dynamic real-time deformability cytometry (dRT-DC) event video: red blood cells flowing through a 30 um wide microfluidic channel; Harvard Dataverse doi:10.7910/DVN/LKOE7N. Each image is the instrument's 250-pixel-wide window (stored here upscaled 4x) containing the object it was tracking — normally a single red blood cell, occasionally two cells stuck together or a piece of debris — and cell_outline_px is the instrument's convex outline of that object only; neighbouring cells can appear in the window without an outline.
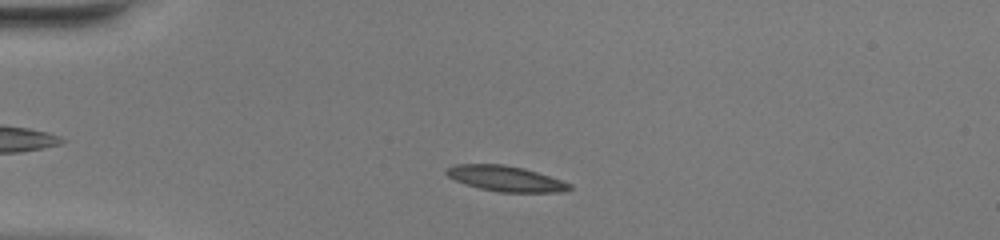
{"species": "common noctule bat (a hibernating species)", "species_latin": "Nyctalus noctula", "temperature_condition": "warm", "stored_images_in_passage": 45, "camera_frame_rate_fps": 3000, "um_per_image_px": 0.085, "animal": {"sex": "female", "body_mass_g": 20.0, "forearm_length_mm": 54.0}, "frame": {"image": 1, "passage_image": 7, "time_ms": 2.0, "image_size_px": [1000, 240], "cell_outline_px": [[572, 188], [564, 192], [500, 192], [480, 188], [464, 184], [448, 176], [444, 172], [448, 168], [456, 164], [504, 164], [524, 168], [572, 184]], "centroid_in_image_um": [42.98, 15.18], "position_along_channel_um": 42.0, "area_um2": 18.15}}
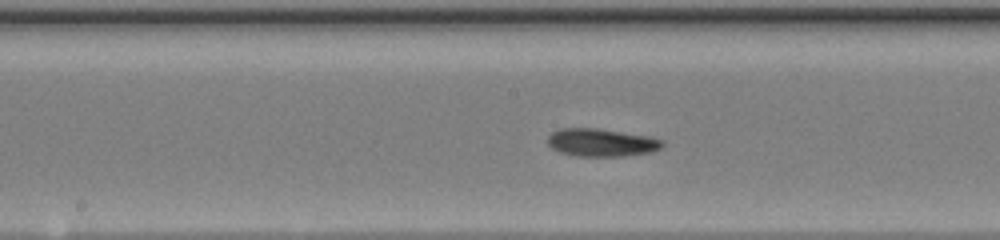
{"frame": {"image": 2, "passage_image": 21, "time_ms": 6.667, "image_size_px": [1000, 240], "cell_outline_px": [[664, 144], [660, 148], [652, 152], [624, 156], [576, 156], [560, 152], [552, 148], [548, 144], [548, 136], [552, 132], [560, 128], [596, 128], [648, 136], [664, 140]], "centroid_in_image_um": [51.12, 12.12], "position_along_channel_um": 197.1, "area_um2": 18.61}}
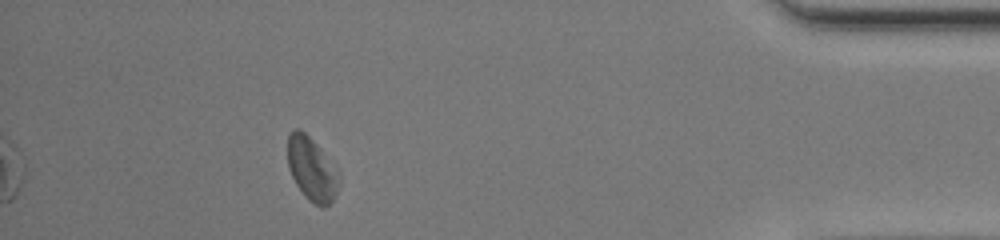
{"frame": {"image": 3, "passage_image": 40, "time_ms": 13.0, "image_size_px": [1000, 240], "cell_outline_px": [[340, 184], [332, 200], [324, 208], [320, 208], [308, 200], [304, 196], [296, 184], [288, 168], [288, 136], [292, 128], [300, 128], [316, 144], [340, 172]], "centroid_in_image_um": [26.5, 14.39], "position_along_channel_um": 408.7, "area_um2": 19.13}, "authors_computed_cell_mechanics": {"area_um2": 18.7272, "velocity_mm_per_s": 4.0919, "shape_relaxation_time_tau1_ms": 2.7853, "shape_relaxation_time_tau2_ms": 4.622, "deformation_change_tau1": 0.0867, "deformation_change_tau2": 0.1208}}